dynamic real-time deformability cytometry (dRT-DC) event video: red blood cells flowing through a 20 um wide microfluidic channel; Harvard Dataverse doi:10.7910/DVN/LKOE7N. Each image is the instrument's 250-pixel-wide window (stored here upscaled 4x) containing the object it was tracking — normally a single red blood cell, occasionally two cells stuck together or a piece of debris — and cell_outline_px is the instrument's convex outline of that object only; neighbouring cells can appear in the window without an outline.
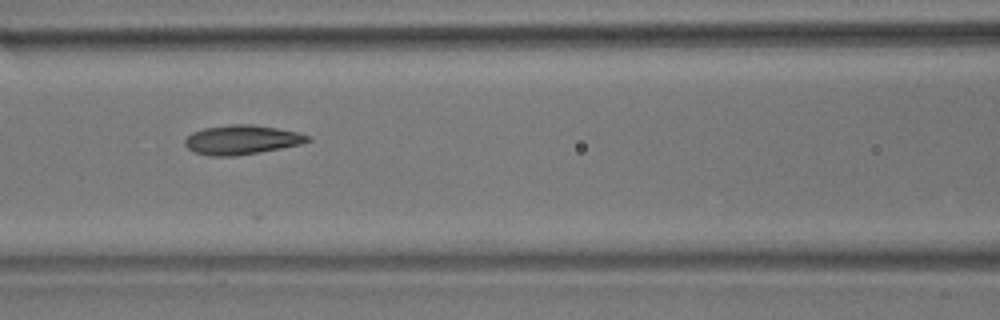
{"species": "common noctule bat (a hibernating species)", "species_latin": "Nyctalus noctula", "temperature_condition": "room temperature", "stored_images_in_passage": 9, "camera_frame_rate_fps": 3000, "um_per_image_px": 0.085, "animal": {"sex": "male", "body_mass_g": 17.9}, "frame": {"image": 1, "passage_image": 7, "time_ms": 2.0, "image_size_px": [1000, 320], "cell_outline_px": [[312, 140], [300, 144], [280, 148], [236, 156], [208, 156], [192, 152], [184, 144], [184, 140], [192, 132], [204, 128], [228, 124], [252, 124], [276, 128], [296, 132], [312, 136]], "centroid_in_image_um": [20.51, 11.88], "position_along_channel_um": 146.1, "area_um2": 21.04}}
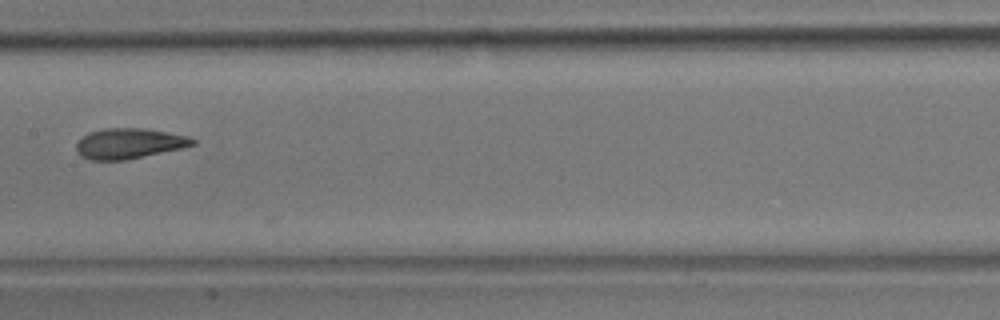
{"frame": {"image": 2, "passage_image": 8, "time_ms": 2.333, "image_size_px": [1000, 320], "cell_outline_px": [[196, 144], [180, 148], [124, 160], [88, 160], [80, 156], [76, 152], [76, 144], [88, 132], [104, 128], [144, 128], [188, 136], [196, 140]], "centroid_in_image_um": [10.93, 12.19], "position_along_channel_um": 196.5, "area_um2": 20.46}}